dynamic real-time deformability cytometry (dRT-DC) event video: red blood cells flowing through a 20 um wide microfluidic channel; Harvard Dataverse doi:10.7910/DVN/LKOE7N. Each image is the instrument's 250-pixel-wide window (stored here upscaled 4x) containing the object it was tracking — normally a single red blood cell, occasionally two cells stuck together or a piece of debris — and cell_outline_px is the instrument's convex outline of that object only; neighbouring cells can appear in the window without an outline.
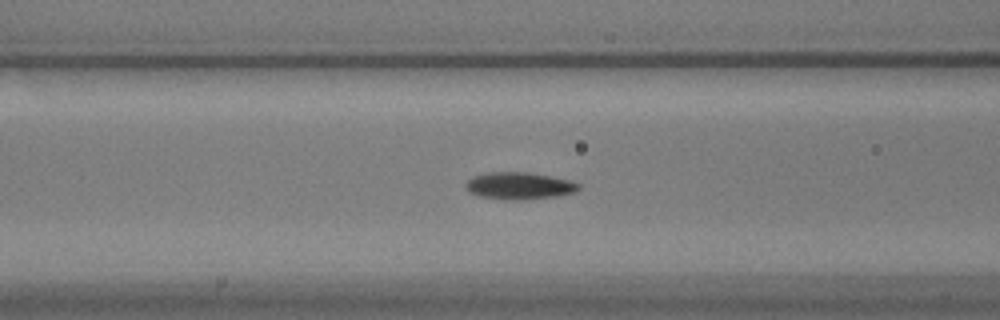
{"species": "common noctule bat (a hibernating species)", "species_latin": "Nyctalus noctula", "temperature_condition": "warm", "stored_images_in_passage": 50, "camera_frame_rate_fps": 3000, "um_per_image_px": 0.085, "animal": {"sex": "male", "body_mass_g": 17.9}, "frame": {"image": 1, "passage_image": 15, "time_ms": 4.667, "image_size_px": [1000, 320], "cell_outline_px": [[580, 188], [572, 192], [556, 196], [520, 200], [504, 200], [480, 196], [468, 192], [464, 184], [472, 176], [488, 172], [528, 172], [572, 180], [580, 184]], "centroid_in_image_um": [44.1, 15.79], "position_along_channel_um": 122.5, "area_um2": 17.92}}
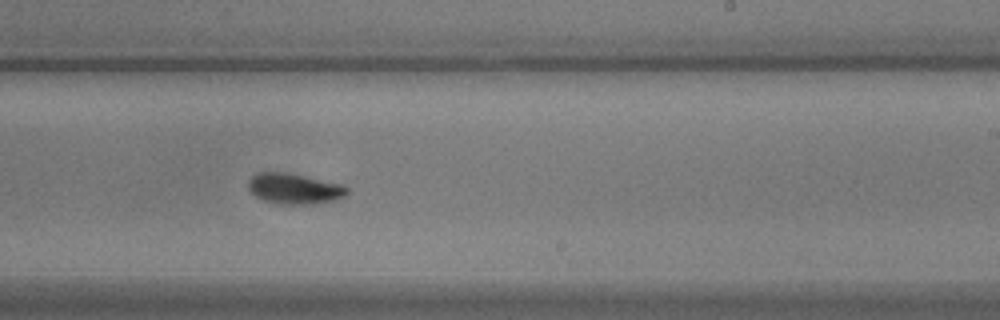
{"frame": {"image": 2, "passage_image": 27, "time_ms": 8.667, "image_size_px": [1000, 320], "cell_outline_px": [[348, 192], [344, 196], [336, 200], [312, 204], [280, 204], [264, 200], [256, 196], [248, 188], [248, 180], [256, 172], [288, 172], [344, 184], [348, 188]], "centroid_in_image_um": [25.04, 16.02], "position_along_channel_um": 264.0, "area_um2": 17.8}}
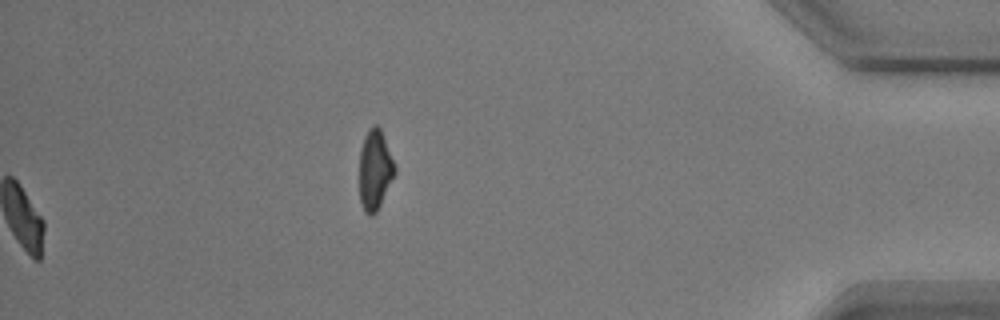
{"frame": {"image": 3, "passage_image": 50, "time_ms": 16.333, "image_size_px": [1000, 320], "cell_outline_px": [[396, 172], [376, 212], [372, 216], [368, 216], [364, 212], [360, 200], [360, 148], [364, 136], [368, 128], [372, 124], [376, 124], [380, 128], [396, 168]], "centroid_in_image_um": [31.85, 14.43], "position_along_channel_um": 403.3, "area_um2": 16.42}, "authors_computed_cell_mechanics": {"area_um2": 17.1088, "velocity_mm_per_s": 3.5461, "shape_relaxation_time_tau1_ms": 2.6, "shape_relaxation_time_tau2_ms": 1.8773, "deformation_change_tau1": 0.1243, "deformation_change_tau2": 0.0373}}